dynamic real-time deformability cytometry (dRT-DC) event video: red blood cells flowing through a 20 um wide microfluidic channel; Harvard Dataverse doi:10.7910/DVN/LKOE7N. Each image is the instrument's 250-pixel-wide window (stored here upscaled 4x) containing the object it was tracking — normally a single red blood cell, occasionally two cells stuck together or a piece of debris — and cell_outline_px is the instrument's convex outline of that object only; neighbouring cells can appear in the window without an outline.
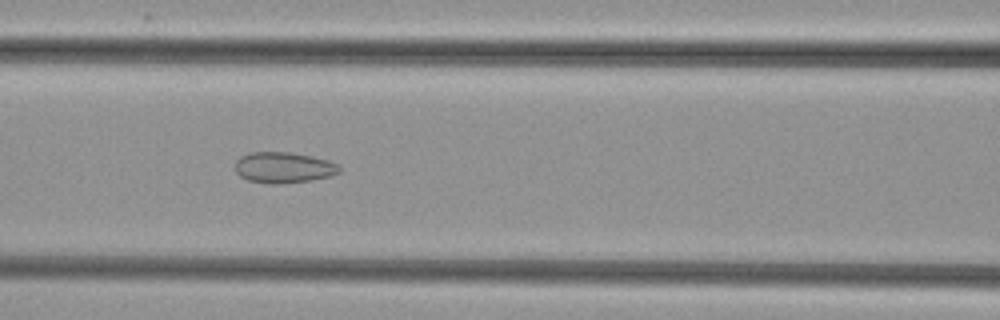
{"species": "common noctule bat (a hibernating species)", "species_latin": "Nyctalus noctula", "temperature_condition": "cold", "stored_images_in_passage": 38, "camera_frame_rate_fps": 3000, "um_per_image_px": 0.085, "animal": {"sex": "female", "body_mass_g": 29.2, "forearm_length_mm": 56.3}, "frame": {"image": 1, "passage_image": 9, "time_ms": 2.667, "image_size_px": [1000, 320], "cell_outline_px": [[340, 172], [332, 176], [312, 180], [280, 184], [268, 184], [248, 180], [240, 176], [236, 172], [236, 160], [240, 156], [248, 152], [288, 152], [312, 156], [328, 160], [340, 164]], "centroid_in_image_um": [24.12, 14.24], "position_along_channel_um": 142.5, "area_um2": 19.02}}
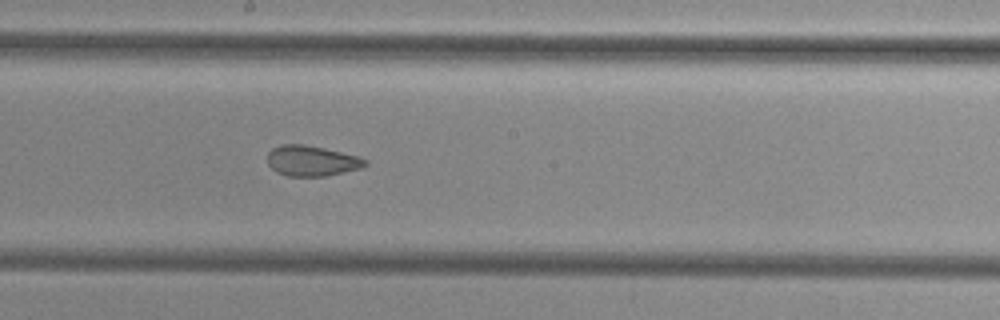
{"frame": {"image": 2, "passage_image": 15, "time_ms": 4.667, "image_size_px": [1000, 320], "cell_outline_px": [[368, 164], [360, 168], [324, 176], [288, 176], [276, 172], [268, 164], [268, 152], [272, 148], [280, 144], [304, 144], [324, 148], [360, 156], [368, 160]], "centroid_in_image_um": [26.49, 13.66], "position_along_channel_um": 221.7, "area_um2": 17.4}}
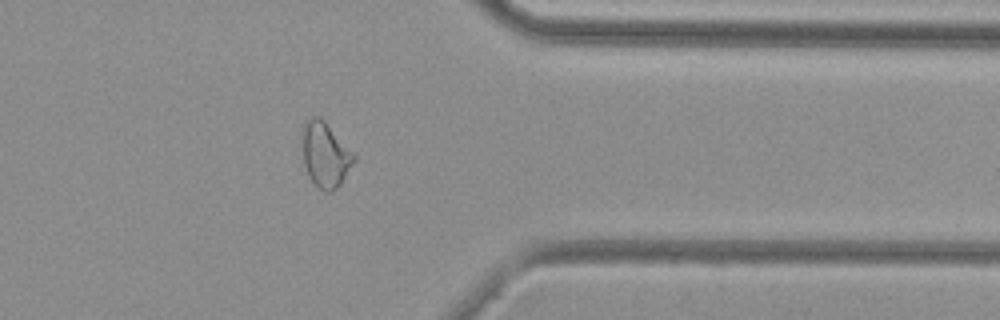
{"frame": {"image": 3, "passage_image": 28, "time_ms": 9.0, "image_size_px": [1000, 320], "cell_outline_px": [[356, 160], [340, 184], [332, 192], [324, 192], [308, 176], [304, 164], [300, 144], [300, 132], [308, 116], [320, 116], [324, 120], [356, 156]], "centroid_in_image_um": [27.59, 13.11], "position_along_channel_um": 383.8, "area_um2": 19.94}}